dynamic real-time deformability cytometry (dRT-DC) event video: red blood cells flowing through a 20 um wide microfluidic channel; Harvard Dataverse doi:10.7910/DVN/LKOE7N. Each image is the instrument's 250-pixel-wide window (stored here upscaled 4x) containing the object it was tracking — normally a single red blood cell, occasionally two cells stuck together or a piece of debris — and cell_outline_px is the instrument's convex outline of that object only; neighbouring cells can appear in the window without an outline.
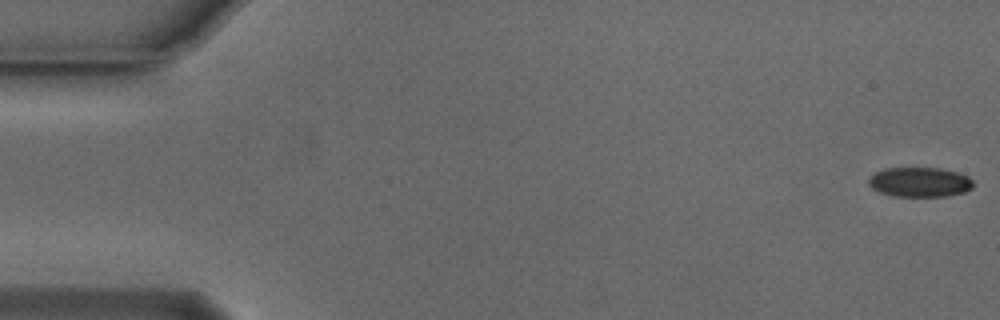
{"species": "Egyptian fruit bat (a non-hibernating species)", "species_latin": "Rousettus aegyptiacus", "temperature_condition": "cold", "stored_images_in_passage": 54, "camera_frame_rate_fps": 3000, "um_per_image_px": 0.085, "animal": {"sex": "male"}, "frame": {"image": 1, "passage_image": 1, "time_ms": 0.0, "image_size_px": [1000, 320], "cell_outline_px": [[972, 188], [964, 192], [948, 196], [892, 196], [880, 192], [872, 188], [868, 184], [868, 180], [876, 172], [884, 168], [940, 168], [956, 172], [968, 176], [972, 180]], "centroid_in_image_um": [78.17, 15.48], "position_along_channel_um": 6.8, "area_um2": 18.03}}
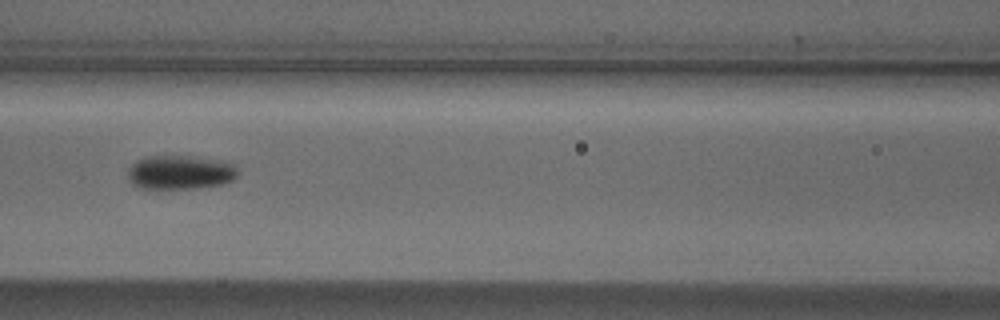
{"frame": {"image": 2, "passage_image": 24, "time_ms": 7.667, "image_size_px": [1000, 320], "cell_outline_px": [[236, 176], [232, 180], [220, 184], [196, 188], [140, 188], [132, 184], [128, 180], [128, 168], [136, 160], [144, 156], [188, 156], [212, 160], [232, 164], [236, 168]], "centroid_in_image_um": [15.22, 14.65], "position_along_channel_um": 151.4, "area_um2": 21.44}}
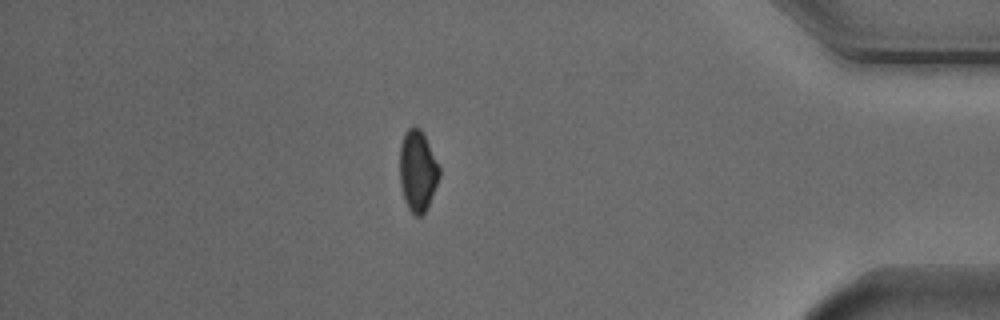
{"frame": {"image": 3, "passage_image": 47, "time_ms": 15.333, "image_size_px": [1000, 320], "cell_outline_px": [[440, 176], [428, 208], [420, 216], [416, 216], [408, 208], [404, 200], [400, 184], [400, 144], [404, 132], [408, 128], [420, 128], [440, 168]], "centroid_in_image_um": [35.49, 14.55], "position_along_channel_um": 399.7, "area_um2": 18.61}, "authors_computed_cell_mechanics": {"area_um2": 19.8254, "velocity_mm_per_s": 3.7674, "shape_relaxation_time_tau1_ms": 2.5288, "shape_relaxation_time_tau2_ms": null, "deformation_change_tau1": 0.0913, "deformation_change_tau2": null}}